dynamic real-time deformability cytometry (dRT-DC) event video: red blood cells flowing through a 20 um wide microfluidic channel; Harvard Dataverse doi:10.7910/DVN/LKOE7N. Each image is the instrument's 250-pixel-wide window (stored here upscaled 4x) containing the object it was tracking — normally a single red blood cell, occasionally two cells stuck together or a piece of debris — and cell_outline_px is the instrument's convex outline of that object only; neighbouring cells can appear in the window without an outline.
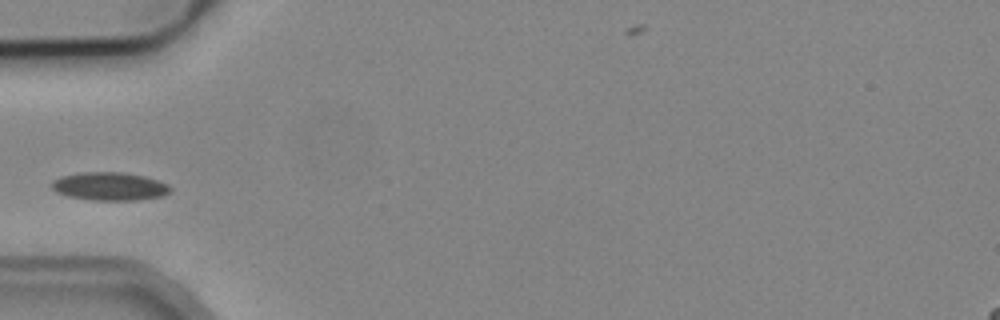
{"species": "common noctule bat (a hibernating species)", "species_latin": "Nyctalus noctula", "temperature_condition": "cold", "stored_images_in_passage": 5, "camera_frame_rate_fps": 3000, "um_per_image_px": 0.085, "animal": {"sex": "male", "body_mass_g": 19.2, "forearm_length_mm": 51.8}, "frame": {"image": 1, "passage_image": 4, "time_ms": 3.667, "image_size_px": [1000, 320], "cell_outline_px": [[172, 188], [168, 192], [160, 196], [140, 200], [92, 200], [68, 196], [56, 192], [52, 188], [52, 180], [60, 176], [80, 172], [124, 172], [144, 176], [168, 184]], "centroid_in_image_um": [9.29, 15.83], "position_along_channel_um": 75.7, "area_um2": 19.48}}